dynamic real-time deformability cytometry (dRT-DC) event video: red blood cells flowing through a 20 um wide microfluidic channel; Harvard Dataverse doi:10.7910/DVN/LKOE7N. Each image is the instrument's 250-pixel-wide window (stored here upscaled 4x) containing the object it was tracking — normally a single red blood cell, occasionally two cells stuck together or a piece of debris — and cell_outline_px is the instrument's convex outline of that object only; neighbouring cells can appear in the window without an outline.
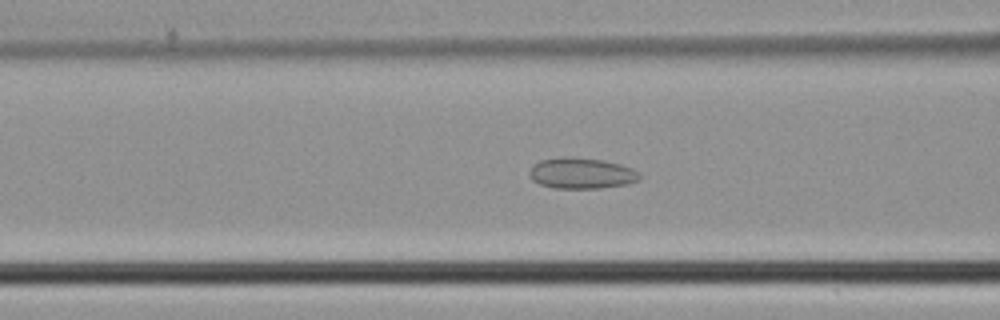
{"species": "common noctule bat (a hibernating species)", "species_latin": "Nyctalus noctula", "temperature_condition": "cold", "stored_images_in_passage": 33, "camera_frame_rate_fps": 3000, "um_per_image_px": 0.085, "animal": {"sex": "male", "body_mass_g": 21.5, "forearm_length_mm": 52.0}, "frame": {"image": 1, "passage_image": 5, "time_ms": 1.333, "image_size_px": [1000, 320], "cell_outline_px": [[640, 180], [628, 184], [600, 188], [552, 188], [540, 184], [532, 180], [528, 172], [532, 164], [540, 160], [564, 156], [604, 160], [620, 164], [632, 168], [640, 172]], "centroid_in_image_um": [49.42, 14.72], "position_along_channel_um": 117.2, "area_um2": 20.11}}
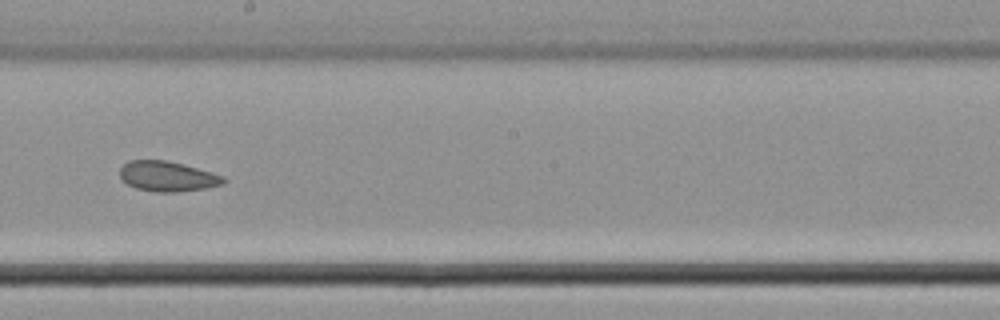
{"frame": {"image": 2, "passage_image": 13, "time_ms": 4.0, "image_size_px": [1000, 320], "cell_outline_px": [[228, 180], [224, 184], [204, 188], [176, 192], [156, 192], [136, 188], [128, 184], [120, 176], [120, 168], [128, 160], [168, 160], [212, 172], [224, 176]], "centroid_in_image_um": [14.26, 14.98], "position_along_channel_um": 233.9, "area_um2": 18.21}}
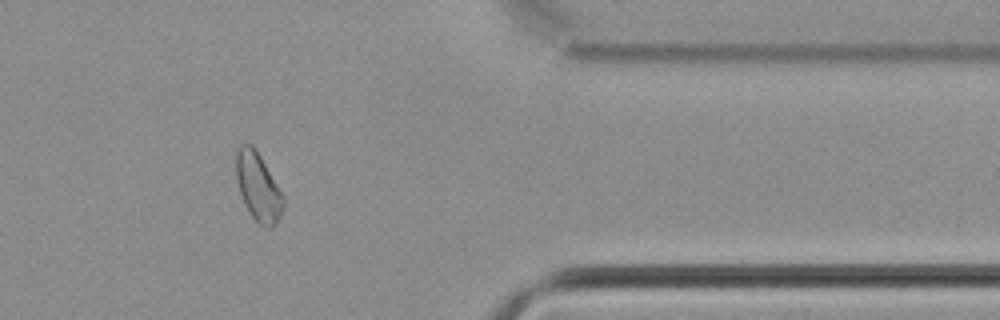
{"frame": {"image": 3, "passage_image": 25, "time_ms": 8.0, "image_size_px": [1000, 320], "cell_outline_px": [[284, 208], [276, 224], [272, 228], [268, 228], [260, 224], [252, 216], [244, 204], [240, 192], [236, 176], [236, 152], [240, 144], [252, 144], [260, 156], [284, 196]], "centroid_in_image_um": [21.95, 15.9], "position_along_channel_um": 389.5, "area_um2": 18.61}}